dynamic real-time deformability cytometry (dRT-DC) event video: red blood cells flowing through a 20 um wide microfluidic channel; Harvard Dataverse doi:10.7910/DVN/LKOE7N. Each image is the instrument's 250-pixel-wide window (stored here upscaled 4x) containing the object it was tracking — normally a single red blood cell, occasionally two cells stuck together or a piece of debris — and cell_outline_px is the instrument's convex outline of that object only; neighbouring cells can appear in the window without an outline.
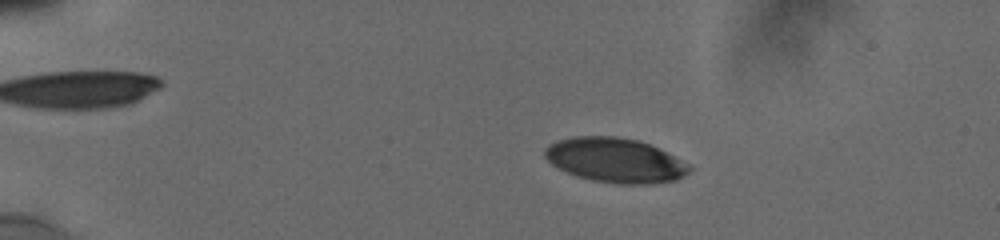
{"species": "human", "species_latin": "Homo sapiens", "temperature_condition": "cold", "stored_images_in_passage": 32, "camera_frame_rate_fps": 3000, "um_per_image_px": 0.085, "donor": {"sex": "male"}, "frame": {"image": 1, "passage_image": 9, "time_ms": 4.0, "image_size_px": [1000, 240], "cell_outline_px": [[692, 168], [684, 176], [676, 180], [652, 184], [616, 184], [592, 180], [576, 176], [552, 164], [544, 156], [544, 148], [548, 144], [556, 140], [576, 136], [616, 136], [640, 140], [680, 160]], "centroid_in_image_um": [52.25, 13.62], "position_along_channel_um": 32.8, "area_um2": 37.34}}
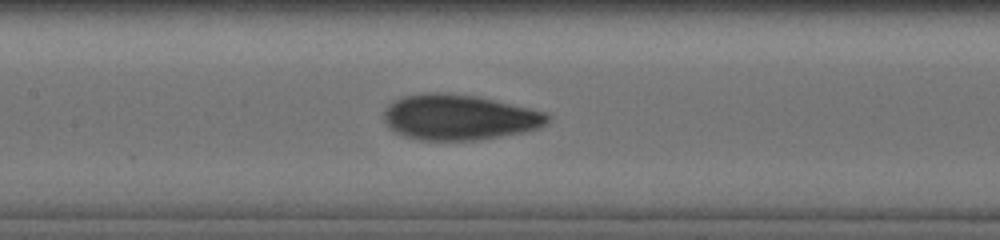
{"frame": {"image": 2, "passage_image": 26, "time_ms": 9.667, "image_size_px": [1000, 240], "cell_outline_px": [[552, 116], [544, 124], [536, 128], [524, 132], [480, 140], [420, 140], [404, 136], [396, 132], [384, 120], [384, 112], [396, 100], [404, 96], [428, 92], [440, 92], [476, 96], [528, 108], [544, 112]], "centroid_in_image_um": [39.04, 9.97], "position_along_channel_um": 168.4, "area_um2": 42.83}}
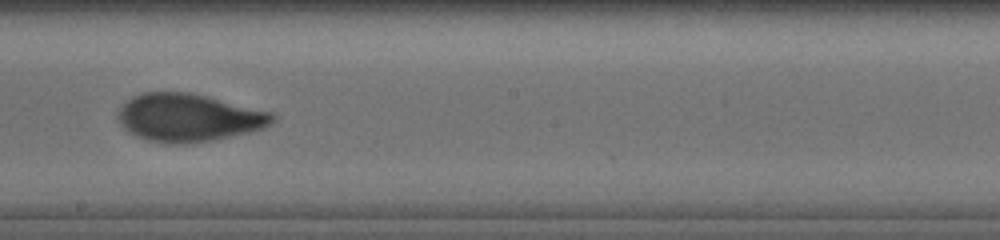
{"frame": {"image": 3, "passage_image": 31, "time_ms": 11.333, "image_size_px": [1000, 240], "cell_outline_px": [[276, 120], [272, 124], [264, 128], [248, 132], [212, 140], [184, 144], [168, 144], [148, 140], [136, 136], [128, 132], [116, 120], [116, 112], [132, 96], [140, 92], [188, 92], [272, 112], [276, 116]], "centroid_in_image_um": [15.99, 10.0], "position_along_channel_um": 232.2, "area_um2": 43.18}}